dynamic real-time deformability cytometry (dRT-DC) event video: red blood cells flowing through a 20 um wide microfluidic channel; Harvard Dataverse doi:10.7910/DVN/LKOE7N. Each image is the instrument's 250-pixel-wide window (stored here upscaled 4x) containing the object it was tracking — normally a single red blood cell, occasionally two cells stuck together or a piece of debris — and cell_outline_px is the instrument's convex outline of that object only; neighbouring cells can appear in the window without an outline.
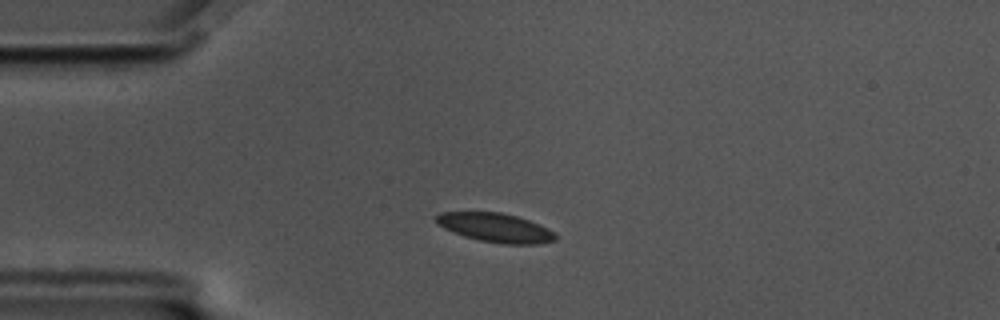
{"species": "common noctule bat (a hibernating species)", "species_latin": "Nyctalus noctula", "temperature_condition": "cold", "stored_images_in_passage": 37, "camera_frame_rate_fps": 3000, "um_per_image_px": 0.085, "animal": {"sex": "male", "body_mass_g": 17.5, "forearm_length_mm": 52.3}, "frame": {"image": 1, "passage_image": 1, "time_ms": 0.0, "image_size_px": [1000, 320], "cell_outline_px": [[556, 240], [536, 244], [500, 244], [480, 240], [464, 236], [444, 228], [436, 224], [432, 216], [440, 212], [500, 212], [516, 216], [528, 220], [548, 228], [556, 236]], "centroid_in_image_um": [42.05, 19.34], "position_along_channel_um": 43.0, "area_um2": 20.17}}
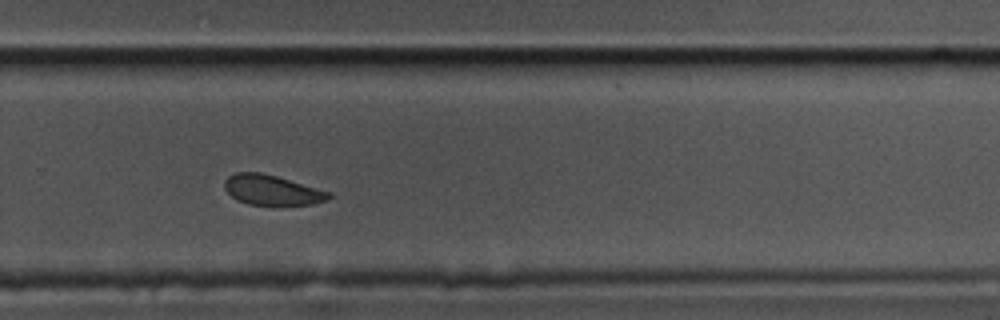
{"frame": {"image": 2, "passage_image": 26, "time_ms": 8.333, "image_size_px": [1000, 320], "cell_outline_px": [[332, 196], [328, 200], [312, 204], [248, 204], [236, 200], [224, 188], [224, 180], [228, 176], [236, 172], [260, 172], [276, 176], [332, 192]], "centroid_in_image_um": [23.11, 16.14], "position_along_channel_um": 306.7, "area_um2": 18.15}}
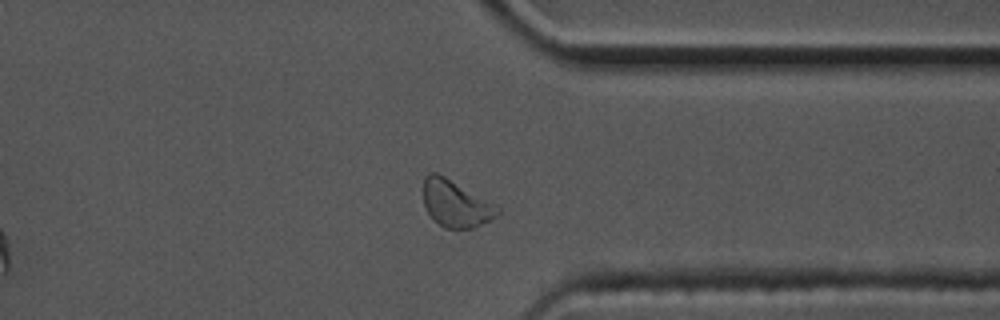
{"frame": {"image": 3, "passage_image": 32, "time_ms": 10.333, "image_size_px": [1000, 320], "cell_outline_px": [[500, 212], [492, 220], [472, 228], [444, 228], [424, 208], [420, 188], [424, 176], [428, 172], [436, 172], [444, 176], [500, 208]], "centroid_in_image_um": [38.65, 17.29], "position_along_channel_um": 372.7, "area_um2": 20.23}, "authors_computed_cell_mechanics": {"area_um2": 19.8254, "velocity_mm_per_s": 3.418, "shape_relaxation_time_tau1_ms": 2.6833, "shape_relaxation_time_tau2_ms": null, "deformation_change_tau1": 0.0567, "deformation_change_tau2": null}}